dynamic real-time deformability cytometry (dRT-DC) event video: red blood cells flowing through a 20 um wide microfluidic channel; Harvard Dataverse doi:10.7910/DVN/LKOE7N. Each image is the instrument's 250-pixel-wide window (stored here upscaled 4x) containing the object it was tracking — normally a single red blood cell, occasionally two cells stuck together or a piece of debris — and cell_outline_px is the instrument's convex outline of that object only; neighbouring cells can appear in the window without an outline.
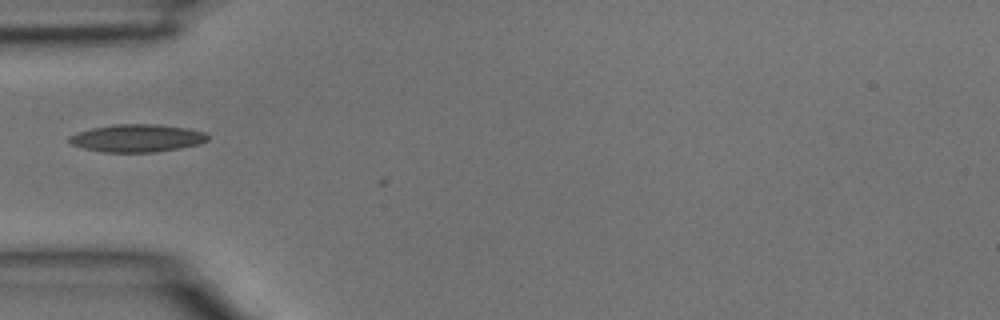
{"species": "common noctule bat (a hibernating species)", "species_latin": "Nyctalus noctula", "temperature_condition": "room temperature", "stored_images_in_passage": 1, "camera_frame_rate_fps": 3000, "um_per_image_px": 0.085, "animal": {"sex": "male", "body_mass_g": 15.6}, "frame": {"image": 1, "passage_image": 1, "time_ms": 0.0, "image_size_px": [1000, 320], "cell_outline_px": [[208, 140], [196, 144], [180, 148], [156, 152], [104, 152], [84, 148], [72, 144], [68, 140], [68, 136], [76, 132], [92, 128], [112, 124], [156, 124], [184, 128], [204, 132], [208, 136]], "centroid_in_image_um": [11.6, 11.74], "position_along_channel_um": 73.4, "area_um2": 22.2}}